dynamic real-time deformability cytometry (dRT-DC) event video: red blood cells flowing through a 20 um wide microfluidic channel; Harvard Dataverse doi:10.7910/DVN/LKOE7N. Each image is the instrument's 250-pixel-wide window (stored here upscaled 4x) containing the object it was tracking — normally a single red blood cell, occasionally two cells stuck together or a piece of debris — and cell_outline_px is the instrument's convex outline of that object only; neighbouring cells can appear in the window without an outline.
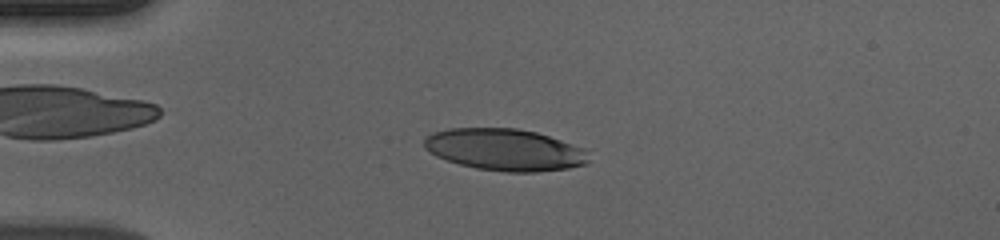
{"species": "human", "species_latin": "Homo sapiens", "temperature_condition": "cold", "stored_images_in_passage": 43, "camera_frame_rate_fps": 3000, "um_per_image_px": 0.085, "donor": {"sex": "male"}, "frame": {"image": 1, "passage_image": 2, "time_ms": 0.333, "image_size_px": [1000, 240], "cell_outline_px": [[588, 164], [568, 168], [536, 172], [504, 172], [476, 168], [460, 164], [436, 156], [424, 148], [424, 136], [432, 132], [448, 128], [516, 128], [536, 132], [584, 148], [588, 160]], "centroid_in_image_um": [42.87, 12.72], "position_along_channel_um": 42.1, "area_um2": 40.11}}
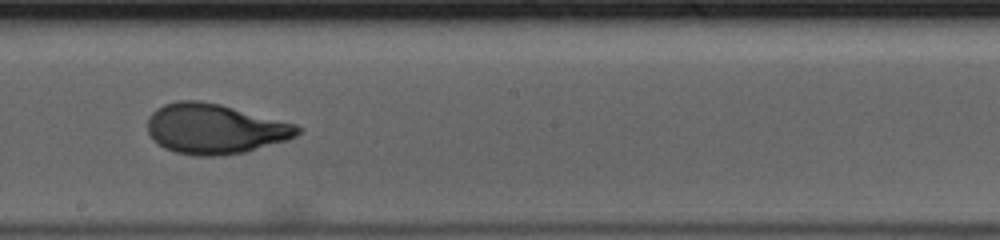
{"frame": {"image": 2, "passage_image": 20, "time_ms": 6.333, "image_size_px": [1000, 240], "cell_outline_px": [[304, 128], [296, 136], [288, 140], [244, 152], [216, 156], [196, 156], [176, 152], [164, 148], [152, 140], [148, 132], [148, 120], [152, 112], [156, 108], [164, 104], [176, 100], [200, 100], [220, 104], [296, 124]], "centroid_in_image_um": [18.26, 10.95], "position_along_channel_um": 229.9, "area_um2": 43.93}}
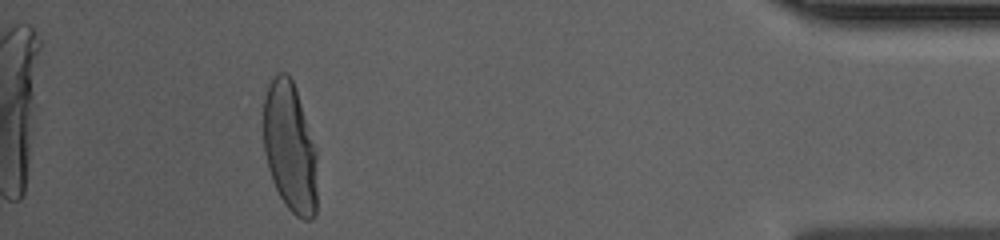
{"frame": {"image": 3, "passage_image": 39, "time_ms": 12.667, "image_size_px": [1000, 240], "cell_outline_px": [[316, 212], [312, 220], [304, 220], [296, 216], [284, 204], [272, 180], [268, 168], [264, 152], [264, 96], [272, 80], [280, 72], [284, 72], [292, 80], [296, 88], [316, 148]], "centroid_in_image_um": [24.65, 12.56], "position_along_channel_um": 410.6, "area_um2": 40.63}, "authors_computed_cell_mechanics": {"area_um2": 42.4252, "velocity_mm_per_s": 3.6715, "shape_relaxation_time_tau1_ms": 5.3133, "shape_relaxation_time_tau2_ms": null, "deformation_change_tau1": 0.2364, "deformation_change_tau2": null}}